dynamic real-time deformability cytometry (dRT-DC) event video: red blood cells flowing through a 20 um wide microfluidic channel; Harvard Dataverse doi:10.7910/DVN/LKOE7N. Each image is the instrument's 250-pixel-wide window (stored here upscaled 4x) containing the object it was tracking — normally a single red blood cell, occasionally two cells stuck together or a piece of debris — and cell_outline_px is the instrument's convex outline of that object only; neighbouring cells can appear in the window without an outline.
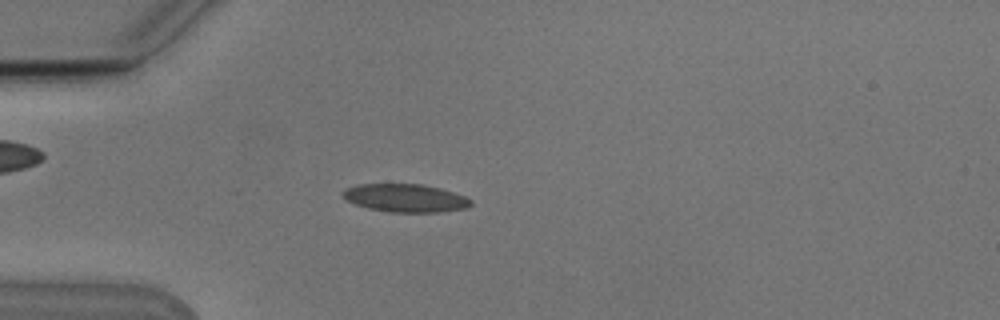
{"species": "Egyptian fruit bat (a non-hibernating species)", "species_latin": "Rousettus aegyptiacus", "temperature_condition": "cold", "stored_images_in_passage": 52, "camera_frame_rate_fps": 3000, "um_per_image_px": 0.085, "animal": {"sex": "male"}, "frame": {"image": 1, "passage_image": 13, "time_ms": 4.0, "image_size_px": [1000, 320], "cell_outline_px": [[472, 204], [468, 208], [440, 212], [388, 212], [368, 208], [356, 204], [348, 200], [344, 196], [344, 192], [348, 188], [360, 184], [424, 184], [440, 188], [464, 196], [472, 200]], "centroid_in_image_um": [34.52, 16.84], "position_along_channel_um": 50.5, "area_um2": 20.75}}
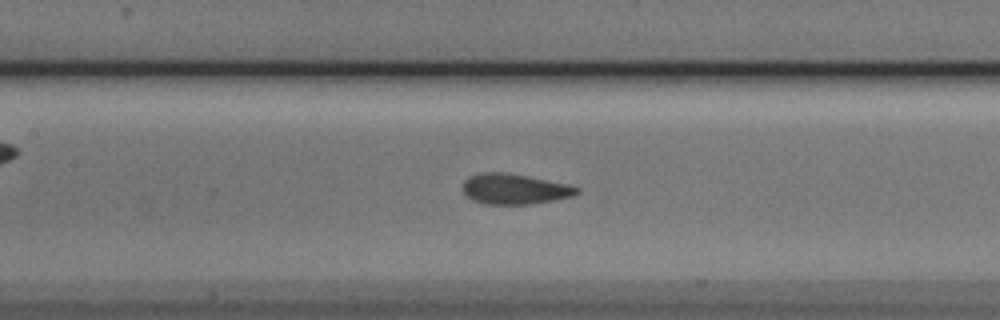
{"frame": {"image": 2, "passage_image": 23, "time_ms": 7.333, "image_size_px": [1000, 320], "cell_outline_px": [[580, 192], [572, 196], [532, 204], [484, 204], [472, 200], [464, 192], [464, 180], [468, 176], [480, 172], [504, 172], [528, 176], [568, 184], [580, 188]], "centroid_in_image_um": [43.73, 16.06], "position_along_channel_um": 163.7, "area_um2": 20.23}}
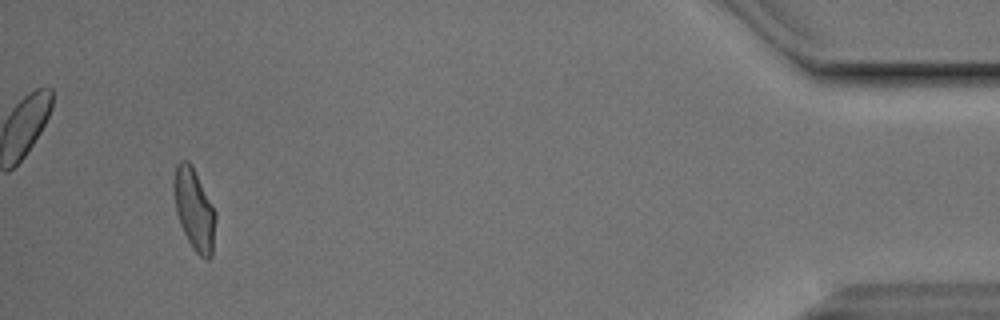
{"frame": {"image": 3, "passage_image": 49, "time_ms": 16.0, "image_size_px": [1000, 320], "cell_outline_px": [[216, 220], [212, 256], [208, 260], [204, 260], [192, 248], [180, 224], [176, 212], [172, 188], [172, 180], [176, 164], [180, 160], [188, 160], [192, 164], [216, 212]], "centroid_in_image_um": [16.49, 17.78], "position_along_channel_um": 418.7, "area_um2": 20.23}, "authors_computed_cell_mechanics": {"area_um2": 19.9988, "velocity_mm_per_s": 3.772, "shape_relaxation_time_tau1_ms": 6.6629, "shape_relaxation_time_tau2_ms": 1.1475, "deformation_change_tau1": 0.1697, "deformation_change_tau2": 0.072}}